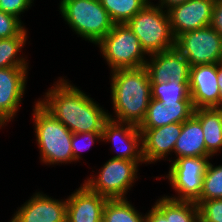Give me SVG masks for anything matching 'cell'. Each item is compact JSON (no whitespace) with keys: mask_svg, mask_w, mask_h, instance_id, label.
Masks as SVG:
<instances>
[{"mask_svg":"<svg viewBox=\"0 0 222 222\" xmlns=\"http://www.w3.org/2000/svg\"><path fill=\"white\" fill-rule=\"evenodd\" d=\"M59 78L37 101L72 133L102 132L108 111L67 79Z\"/></svg>","mask_w":222,"mask_h":222,"instance_id":"1","label":"cell"},{"mask_svg":"<svg viewBox=\"0 0 222 222\" xmlns=\"http://www.w3.org/2000/svg\"><path fill=\"white\" fill-rule=\"evenodd\" d=\"M111 100L118 122L139 126L144 120L151 100V83L145 66L111 71Z\"/></svg>","mask_w":222,"mask_h":222,"instance_id":"2","label":"cell"},{"mask_svg":"<svg viewBox=\"0 0 222 222\" xmlns=\"http://www.w3.org/2000/svg\"><path fill=\"white\" fill-rule=\"evenodd\" d=\"M34 103L32 120L41 162L46 165L74 162L71 149L73 133L38 101Z\"/></svg>","mask_w":222,"mask_h":222,"instance_id":"3","label":"cell"},{"mask_svg":"<svg viewBox=\"0 0 222 222\" xmlns=\"http://www.w3.org/2000/svg\"><path fill=\"white\" fill-rule=\"evenodd\" d=\"M59 10L72 31L93 44L105 37L114 25L99 0H61Z\"/></svg>","mask_w":222,"mask_h":222,"instance_id":"4","label":"cell"},{"mask_svg":"<svg viewBox=\"0 0 222 222\" xmlns=\"http://www.w3.org/2000/svg\"><path fill=\"white\" fill-rule=\"evenodd\" d=\"M126 25L137 36L141 47L150 55L175 47L168 12L150 2Z\"/></svg>","mask_w":222,"mask_h":222,"instance_id":"5","label":"cell"},{"mask_svg":"<svg viewBox=\"0 0 222 222\" xmlns=\"http://www.w3.org/2000/svg\"><path fill=\"white\" fill-rule=\"evenodd\" d=\"M96 45L111 71L145 66L148 55L137 36L126 24H114Z\"/></svg>","mask_w":222,"mask_h":222,"instance_id":"6","label":"cell"},{"mask_svg":"<svg viewBox=\"0 0 222 222\" xmlns=\"http://www.w3.org/2000/svg\"><path fill=\"white\" fill-rule=\"evenodd\" d=\"M145 161H130L126 159H109L97 176L92 175L84 184L93 192L104 196L107 199L127 198L128 190L138 178V166Z\"/></svg>","mask_w":222,"mask_h":222,"instance_id":"7","label":"cell"},{"mask_svg":"<svg viewBox=\"0 0 222 222\" xmlns=\"http://www.w3.org/2000/svg\"><path fill=\"white\" fill-rule=\"evenodd\" d=\"M210 157H182L171 162L167 178L178 196H166L176 201L195 202L201 194L203 177Z\"/></svg>","mask_w":222,"mask_h":222,"instance_id":"8","label":"cell"},{"mask_svg":"<svg viewBox=\"0 0 222 222\" xmlns=\"http://www.w3.org/2000/svg\"><path fill=\"white\" fill-rule=\"evenodd\" d=\"M175 48L190 66L216 64L222 60V37L210 25L179 35Z\"/></svg>","mask_w":222,"mask_h":222,"instance_id":"9","label":"cell"},{"mask_svg":"<svg viewBox=\"0 0 222 222\" xmlns=\"http://www.w3.org/2000/svg\"><path fill=\"white\" fill-rule=\"evenodd\" d=\"M28 66L0 69V129L7 125L20 109L24 96Z\"/></svg>","mask_w":222,"mask_h":222,"instance_id":"10","label":"cell"},{"mask_svg":"<svg viewBox=\"0 0 222 222\" xmlns=\"http://www.w3.org/2000/svg\"><path fill=\"white\" fill-rule=\"evenodd\" d=\"M102 141L111 142L116 156L112 158L144 161L142 137L138 126L108 119L102 131Z\"/></svg>","mask_w":222,"mask_h":222,"instance_id":"11","label":"cell"},{"mask_svg":"<svg viewBox=\"0 0 222 222\" xmlns=\"http://www.w3.org/2000/svg\"><path fill=\"white\" fill-rule=\"evenodd\" d=\"M145 64L150 83L189 82L190 65L185 57L174 47L172 49L153 53Z\"/></svg>","mask_w":222,"mask_h":222,"instance_id":"12","label":"cell"},{"mask_svg":"<svg viewBox=\"0 0 222 222\" xmlns=\"http://www.w3.org/2000/svg\"><path fill=\"white\" fill-rule=\"evenodd\" d=\"M215 0H188L168 9L170 26L175 39L189 31L211 24Z\"/></svg>","mask_w":222,"mask_h":222,"instance_id":"13","label":"cell"},{"mask_svg":"<svg viewBox=\"0 0 222 222\" xmlns=\"http://www.w3.org/2000/svg\"><path fill=\"white\" fill-rule=\"evenodd\" d=\"M66 207V199H53L43 192H35L9 222H66Z\"/></svg>","mask_w":222,"mask_h":222,"instance_id":"14","label":"cell"},{"mask_svg":"<svg viewBox=\"0 0 222 222\" xmlns=\"http://www.w3.org/2000/svg\"><path fill=\"white\" fill-rule=\"evenodd\" d=\"M217 63L190 67L189 92L194 109L219 108Z\"/></svg>","mask_w":222,"mask_h":222,"instance_id":"15","label":"cell"},{"mask_svg":"<svg viewBox=\"0 0 222 222\" xmlns=\"http://www.w3.org/2000/svg\"><path fill=\"white\" fill-rule=\"evenodd\" d=\"M142 137V152L145 164L164 160L173 153L176 141L182 132V123H171L155 129H139Z\"/></svg>","mask_w":222,"mask_h":222,"instance_id":"16","label":"cell"},{"mask_svg":"<svg viewBox=\"0 0 222 222\" xmlns=\"http://www.w3.org/2000/svg\"><path fill=\"white\" fill-rule=\"evenodd\" d=\"M107 200L83 183L66 199V222H102Z\"/></svg>","mask_w":222,"mask_h":222,"instance_id":"17","label":"cell"},{"mask_svg":"<svg viewBox=\"0 0 222 222\" xmlns=\"http://www.w3.org/2000/svg\"><path fill=\"white\" fill-rule=\"evenodd\" d=\"M194 112L192 102L165 103L151 98L144 120L139 129H155L171 123H183Z\"/></svg>","mask_w":222,"mask_h":222,"instance_id":"18","label":"cell"},{"mask_svg":"<svg viewBox=\"0 0 222 222\" xmlns=\"http://www.w3.org/2000/svg\"><path fill=\"white\" fill-rule=\"evenodd\" d=\"M173 152L176 158L211 157L207 151L200 121L192 115L182 123V132L178 137Z\"/></svg>","mask_w":222,"mask_h":222,"instance_id":"19","label":"cell"},{"mask_svg":"<svg viewBox=\"0 0 222 222\" xmlns=\"http://www.w3.org/2000/svg\"><path fill=\"white\" fill-rule=\"evenodd\" d=\"M193 115L201 123L206 151L212 158L222 149V109H194Z\"/></svg>","mask_w":222,"mask_h":222,"instance_id":"20","label":"cell"},{"mask_svg":"<svg viewBox=\"0 0 222 222\" xmlns=\"http://www.w3.org/2000/svg\"><path fill=\"white\" fill-rule=\"evenodd\" d=\"M27 33V29L25 28L17 36L0 39V69L15 66H28L29 63L26 58H23V55L20 57L19 54L26 44L28 38Z\"/></svg>","mask_w":222,"mask_h":222,"instance_id":"21","label":"cell"},{"mask_svg":"<svg viewBox=\"0 0 222 222\" xmlns=\"http://www.w3.org/2000/svg\"><path fill=\"white\" fill-rule=\"evenodd\" d=\"M142 215L127 198L108 199L103 208L102 222H145V215Z\"/></svg>","mask_w":222,"mask_h":222,"instance_id":"22","label":"cell"},{"mask_svg":"<svg viewBox=\"0 0 222 222\" xmlns=\"http://www.w3.org/2000/svg\"><path fill=\"white\" fill-rule=\"evenodd\" d=\"M114 24H126L149 0H99Z\"/></svg>","mask_w":222,"mask_h":222,"instance_id":"23","label":"cell"},{"mask_svg":"<svg viewBox=\"0 0 222 222\" xmlns=\"http://www.w3.org/2000/svg\"><path fill=\"white\" fill-rule=\"evenodd\" d=\"M151 98L165 101V103L192 102L189 82L151 84Z\"/></svg>","mask_w":222,"mask_h":222,"instance_id":"24","label":"cell"},{"mask_svg":"<svg viewBox=\"0 0 222 222\" xmlns=\"http://www.w3.org/2000/svg\"><path fill=\"white\" fill-rule=\"evenodd\" d=\"M222 199V165L209 162L203 177L202 191L197 200Z\"/></svg>","mask_w":222,"mask_h":222,"instance_id":"25","label":"cell"},{"mask_svg":"<svg viewBox=\"0 0 222 222\" xmlns=\"http://www.w3.org/2000/svg\"><path fill=\"white\" fill-rule=\"evenodd\" d=\"M171 222H200L198 205L192 201L171 199Z\"/></svg>","mask_w":222,"mask_h":222,"instance_id":"26","label":"cell"},{"mask_svg":"<svg viewBox=\"0 0 222 222\" xmlns=\"http://www.w3.org/2000/svg\"><path fill=\"white\" fill-rule=\"evenodd\" d=\"M200 222H222V199L196 200Z\"/></svg>","mask_w":222,"mask_h":222,"instance_id":"27","label":"cell"},{"mask_svg":"<svg viewBox=\"0 0 222 222\" xmlns=\"http://www.w3.org/2000/svg\"><path fill=\"white\" fill-rule=\"evenodd\" d=\"M81 139H83V143ZM96 140L102 141V132L73 133L71 149L73 153L74 162L79 161L82 158L80 153H82V151L87 150V148H90Z\"/></svg>","mask_w":222,"mask_h":222,"instance_id":"28","label":"cell"},{"mask_svg":"<svg viewBox=\"0 0 222 222\" xmlns=\"http://www.w3.org/2000/svg\"><path fill=\"white\" fill-rule=\"evenodd\" d=\"M145 222H171V199L166 195L157 199L156 203L145 214Z\"/></svg>","mask_w":222,"mask_h":222,"instance_id":"29","label":"cell"},{"mask_svg":"<svg viewBox=\"0 0 222 222\" xmlns=\"http://www.w3.org/2000/svg\"><path fill=\"white\" fill-rule=\"evenodd\" d=\"M17 17L0 10V39L19 35L25 27Z\"/></svg>","mask_w":222,"mask_h":222,"instance_id":"30","label":"cell"},{"mask_svg":"<svg viewBox=\"0 0 222 222\" xmlns=\"http://www.w3.org/2000/svg\"><path fill=\"white\" fill-rule=\"evenodd\" d=\"M34 0H0V10L21 20V15L32 6ZM20 15V16H19Z\"/></svg>","mask_w":222,"mask_h":222,"instance_id":"31","label":"cell"},{"mask_svg":"<svg viewBox=\"0 0 222 222\" xmlns=\"http://www.w3.org/2000/svg\"><path fill=\"white\" fill-rule=\"evenodd\" d=\"M210 26L222 37V0H215Z\"/></svg>","mask_w":222,"mask_h":222,"instance_id":"32","label":"cell"},{"mask_svg":"<svg viewBox=\"0 0 222 222\" xmlns=\"http://www.w3.org/2000/svg\"><path fill=\"white\" fill-rule=\"evenodd\" d=\"M188 0H159V4H155L157 6H159L162 9H165L166 11L170 8H172L173 6L179 5V4H183L185 2H187Z\"/></svg>","mask_w":222,"mask_h":222,"instance_id":"33","label":"cell"},{"mask_svg":"<svg viewBox=\"0 0 222 222\" xmlns=\"http://www.w3.org/2000/svg\"><path fill=\"white\" fill-rule=\"evenodd\" d=\"M217 81L219 87V109H222V63H217Z\"/></svg>","mask_w":222,"mask_h":222,"instance_id":"34","label":"cell"}]
</instances>
